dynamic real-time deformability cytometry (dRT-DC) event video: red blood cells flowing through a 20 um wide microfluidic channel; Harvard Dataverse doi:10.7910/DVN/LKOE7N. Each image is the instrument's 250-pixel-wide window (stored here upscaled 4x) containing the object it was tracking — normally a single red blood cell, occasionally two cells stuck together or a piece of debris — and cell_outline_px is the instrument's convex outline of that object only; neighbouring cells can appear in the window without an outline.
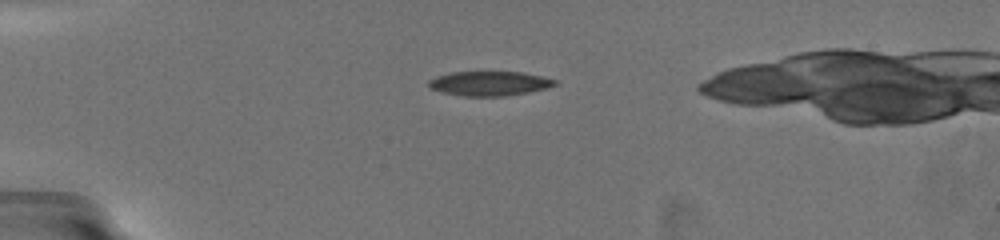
{"species": "common noctule bat (a hibernating species)", "species_latin": "Nyctalus noctula", "temperature_condition": "warm", "stored_images_in_passage": 8, "camera_frame_rate_fps": 3000, "um_per_image_px": 0.085, "animal": {"sex": "female", "body_mass_g": 19.5, "forearm_length_mm": 54.1}, "frame": {"image": 1, "passage_image": 1, "time_ms": 0.0, "image_size_px": [1000, 240], "cell_outline_px": [[556, 84], [544, 88], [528, 92], [504, 96], [464, 96], [444, 92], [432, 88], [428, 84], [428, 80], [436, 76], [452, 72], [520, 72], [540, 76], [556, 80]], "centroid_in_image_um": [41.57, 7.09], "position_along_channel_um": 43.4, "area_um2": 17.63}}